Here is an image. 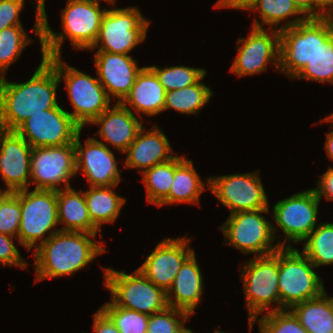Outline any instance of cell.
I'll return each instance as SVG.
<instances>
[{
  "mask_svg": "<svg viewBox=\"0 0 333 333\" xmlns=\"http://www.w3.org/2000/svg\"><path fill=\"white\" fill-rule=\"evenodd\" d=\"M58 223L65 226L60 231L97 234L101 231L89 218L83 190L72 187L57 190Z\"/></svg>",
  "mask_w": 333,
  "mask_h": 333,
  "instance_id": "484cf974",
  "label": "cell"
},
{
  "mask_svg": "<svg viewBox=\"0 0 333 333\" xmlns=\"http://www.w3.org/2000/svg\"><path fill=\"white\" fill-rule=\"evenodd\" d=\"M96 235L59 231L38 245L33 253L37 277L35 282L54 277H69L88 266L95 257L105 253L102 244L93 241Z\"/></svg>",
  "mask_w": 333,
  "mask_h": 333,
  "instance_id": "3957f363",
  "label": "cell"
},
{
  "mask_svg": "<svg viewBox=\"0 0 333 333\" xmlns=\"http://www.w3.org/2000/svg\"><path fill=\"white\" fill-rule=\"evenodd\" d=\"M263 213L271 212L269 209H258L230 214L219 226L225 236L224 243L241 253H252L254 257L273 254L280 246L273 244L276 238L272 232V223Z\"/></svg>",
  "mask_w": 333,
  "mask_h": 333,
  "instance_id": "8fae6325",
  "label": "cell"
},
{
  "mask_svg": "<svg viewBox=\"0 0 333 333\" xmlns=\"http://www.w3.org/2000/svg\"><path fill=\"white\" fill-rule=\"evenodd\" d=\"M20 222V200L12 192L0 206V233L17 239Z\"/></svg>",
  "mask_w": 333,
  "mask_h": 333,
  "instance_id": "f35d334b",
  "label": "cell"
},
{
  "mask_svg": "<svg viewBox=\"0 0 333 333\" xmlns=\"http://www.w3.org/2000/svg\"><path fill=\"white\" fill-rule=\"evenodd\" d=\"M93 317V331L95 333H120L112 320L100 308L93 314Z\"/></svg>",
  "mask_w": 333,
  "mask_h": 333,
  "instance_id": "7bdbcfd3",
  "label": "cell"
},
{
  "mask_svg": "<svg viewBox=\"0 0 333 333\" xmlns=\"http://www.w3.org/2000/svg\"><path fill=\"white\" fill-rule=\"evenodd\" d=\"M36 19L32 31L37 35L44 58L61 56V48L66 38L77 50L89 49L95 43L103 14L98 0H68L61 11L62 32L55 33L48 23L45 4L36 0Z\"/></svg>",
  "mask_w": 333,
  "mask_h": 333,
  "instance_id": "6da1fadb",
  "label": "cell"
},
{
  "mask_svg": "<svg viewBox=\"0 0 333 333\" xmlns=\"http://www.w3.org/2000/svg\"><path fill=\"white\" fill-rule=\"evenodd\" d=\"M150 23L137 7L107 9L101 19L98 37L89 50L98 48L96 51L129 55L145 41Z\"/></svg>",
  "mask_w": 333,
  "mask_h": 333,
  "instance_id": "30bf717a",
  "label": "cell"
},
{
  "mask_svg": "<svg viewBox=\"0 0 333 333\" xmlns=\"http://www.w3.org/2000/svg\"><path fill=\"white\" fill-rule=\"evenodd\" d=\"M31 151L16 131L0 129V176L12 192L30 187Z\"/></svg>",
  "mask_w": 333,
  "mask_h": 333,
  "instance_id": "d6986e66",
  "label": "cell"
},
{
  "mask_svg": "<svg viewBox=\"0 0 333 333\" xmlns=\"http://www.w3.org/2000/svg\"><path fill=\"white\" fill-rule=\"evenodd\" d=\"M175 175V157L146 170L142 182L148 203L158 206L168 195Z\"/></svg>",
  "mask_w": 333,
  "mask_h": 333,
  "instance_id": "1f68e13d",
  "label": "cell"
},
{
  "mask_svg": "<svg viewBox=\"0 0 333 333\" xmlns=\"http://www.w3.org/2000/svg\"><path fill=\"white\" fill-rule=\"evenodd\" d=\"M81 128L60 105L31 115L15 131L32 147L74 144Z\"/></svg>",
  "mask_w": 333,
  "mask_h": 333,
  "instance_id": "2e32d148",
  "label": "cell"
},
{
  "mask_svg": "<svg viewBox=\"0 0 333 333\" xmlns=\"http://www.w3.org/2000/svg\"><path fill=\"white\" fill-rule=\"evenodd\" d=\"M157 76L159 83L165 91L179 90L197 83L207 71L204 68L189 66H171L158 68L156 65L148 66Z\"/></svg>",
  "mask_w": 333,
  "mask_h": 333,
  "instance_id": "e575fe53",
  "label": "cell"
},
{
  "mask_svg": "<svg viewBox=\"0 0 333 333\" xmlns=\"http://www.w3.org/2000/svg\"><path fill=\"white\" fill-rule=\"evenodd\" d=\"M57 72L59 82H65L73 112H68L74 122L83 130L110 107L111 99L106 90L94 78L76 67L63 62L61 56L46 58Z\"/></svg>",
  "mask_w": 333,
  "mask_h": 333,
  "instance_id": "277c9868",
  "label": "cell"
},
{
  "mask_svg": "<svg viewBox=\"0 0 333 333\" xmlns=\"http://www.w3.org/2000/svg\"><path fill=\"white\" fill-rule=\"evenodd\" d=\"M142 127L136 138L123 153L127 154L124 167L138 169L143 174L154 165L170 161L175 157L169 139L162 128L154 125L150 131Z\"/></svg>",
  "mask_w": 333,
  "mask_h": 333,
  "instance_id": "44dd1931",
  "label": "cell"
},
{
  "mask_svg": "<svg viewBox=\"0 0 333 333\" xmlns=\"http://www.w3.org/2000/svg\"><path fill=\"white\" fill-rule=\"evenodd\" d=\"M28 190L27 188L13 193L20 200L21 207V222L17 240L26 250L30 251L59 232L60 228H55L59 225L57 190Z\"/></svg>",
  "mask_w": 333,
  "mask_h": 333,
  "instance_id": "52a82bcc",
  "label": "cell"
},
{
  "mask_svg": "<svg viewBox=\"0 0 333 333\" xmlns=\"http://www.w3.org/2000/svg\"><path fill=\"white\" fill-rule=\"evenodd\" d=\"M81 131L74 140L76 173L82 171L90 186H117L121 173L115 154L108 145L94 137L87 138L82 145Z\"/></svg>",
  "mask_w": 333,
  "mask_h": 333,
  "instance_id": "e0dca14e",
  "label": "cell"
},
{
  "mask_svg": "<svg viewBox=\"0 0 333 333\" xmlns=\"http://www.w3.org/2000/svg\"><path fill=\"white\" fill-rule=\"evenodd\" d=\"M30 185L34 189L59 190L71 187L70 179L77 176L74 144L37 147L31 151ZM64 183V184H63Z\"/></svg>",
  "mask_w": 333,
  "mask_h": 333,
  "instance_id": "9a60e30c",
  "label": "cell"
},
{
  "mask_svg": "<svg viewBox=\"0 0 333 333\" xmlns=\"http://www.w3.org/2000/svg\"><path fill=\"white\" fill-rule=\"evenodd\" d=\"M104 286L111 301L119 307L152 315L168 307L167 293L146 278L137 268L131 274L103 268Z\"/></svg>",
  "mask_w": 333,
  "mask_h": 333,
  "instance_id": "9c48e42d",
  "label": "cell"
},
{
  "mask_svg": "<svg viewBox=\"0 0 333 333\" xmlns=\"http://www.w3.org/2000/svg\"><path fill=\"white\" fill-rule=\"evenodd\" d=\"M180 333H195V332H193V330H191L190 328L184 327V328L180 331Z\"/></svg>",
  "mask_w": 333,
  "mask_h": 333,
  "instance_id": "816d5d0a",
  "label": "cell"
},
{
  "mask_svg": "<svg viewBox=\"0 0 333 333\" xmlns=\"http://www.w3.org/2000/svg\"><path fill=\"white\" fill-rule=\"evenodd\" d=\"M165 94L166 91L159 83L155 73L148 66H143L137 74L129 94L121 104L132 113L135 111L134 114H139L138 116L143 121L141 114L148 115L149 118L164 111Z\"/></svg>",
  "mask_w": 333,
  "mask_h": 333,
  "instance_id": "cb8c5ba5",
  "label": "cell"
},
{
  "mask_svg": "<svg viewBox=\"0 0 333 333\" xmlns=\"http://www.w3.org/2000/svg\"><path fill=\"white\" fill-rule=\"evenodd\" d=\"M333 34V18H308L280 31L279 72L291 80L314 58L317 48Z\"/></svg>",
  "mask_w": 333,
  "mask_h": 333,
  "instance_id": "5b68a950",
  "label": "cell"
},
{
  "mask_svg": "<svg viewBox=\"0 0 333 333\" xmlns=\"http://www.w3.org/2000/svg\"><path fill=\"white\" fill-rule=\"evenodd\" d=\"M308 333H333V297L326 291L290 309Z\"/></svg>",
  "mask_w": 333,
  "mask_h": 333,
  "instance_id": "83f0119b",
  "label": "cell"
},
{
  "mask_svg": "<svg viewBox=\"0 0 333 333\" xmlns=\"http://www.w3.org/2000/svg\"><path fill=\"white\" fill-rule=\"evenodd\" d=\"M121 103L106 109L91 124L100 126L96 135L124 153L143 127L142 121Z\"/></svg>",
  "mask_w": 333,
  "mask_h": 333,
  "instance_id": "7402d4cb",
  "label": "cell"
},
{
  "mask_svg": "<svg viewBox=\"0 0 333 333\" xmlns=\"http://www.w3.org/2000/svg\"><path fill=\"white\" fill-rule=\"evenodd\" d=\"M315 265L295 247L278 248V288L280 310L321 295L323 280L315 272Z\"/></svg>",
  "mask_w": 333,
  "mask_h": 333,
  "instance_id": "8992f818",
  "label": "cell"
},
{
  "mask_svg": "<svg viewBox=\"0 0 333 333\" xmlns=\"http://www.w3.org/2000/svg\"><path fill=\"white\" fill-rule=\"evenodd\" d=\"M294 79L333 84V34L318 46L314 58Z\"/></svg>",
  "mask_w": 333,
  "mask_h": 333,
  "instance_id": "836d02e7",
  "label": "cell"
},
{
  "mask_svg": "<svg viewBox=\"0 0 333 333\" xmlns=\"http://www.w3.org/2000/svg\"><path fill=\"white\" fill-rule=\"evenodd\" d=\"M100 309L112 320L120 333H147L150 315L116 306L111 300Z\"/></svg>",
  "mask_w": 333,
  "mask_h": 333,
  "instance_id": "d590c367",
  "label": "cell"
},
{
  "mask_svg": "<svg viewBox=\"0 0 333 333\" xmlns=\"http://www.w3.org/2000/svg\"><path fill=\"white\" fill-rule=\"evenodd\" d=\"M100 1V0H98ZM102 1V0H101ZM104 2H107L108 4H111V6H115L116 0H103ZM45 0H41V4H45Z\"/></svg>",
  "mask_w": 333,
  "mask_h": 333,
  "instance_id": "f907efd6",
  "label": "cell"
},
{
  "mask_svg": "<svg viewBox=\"0 0 333 333\" xmlns=\"http://www.w3.org/2000/svg\"><path fill=\"white\" fill-rule=\"evenodd\" d=\"M304 242L302 252L316 269L333 264V223H319Z\"/></svg>",
  "mask_w": 333,
  "mask_h": 333,
  "instance_id": "4dcf8cb0",
  "label": "cell"
},
{
  "mask_svg": "<svg viewBox=\"0 0 333 333\" xmlns=\"http://www.w3.org/2000/svg\"><path fill=\"white\" fill-rule=\"evenodd\" d=\"M11 193L12 191L8 188L6 190L0 188V206Z\"/></svg>",
  "mask_w": 333,
  "mask_h": 333,
  "instance_id": "c3c4849f",
  "label": "cell"
},
{
  "mask_svg": "<svg viewBox=\"0 0 333 333\" xmlns=\"http://www.w3.org/2000/svg\"><path fill=\"white\" fill-rule=\"evenodd\" d=\"M241 266V277L245 294V306L248 309L249 332L253 320L261 313L280 310L278 288V249L268 256H257L244 262ZM265 311V312H264Z\"/></svg>",
  "mask_w": 333,
  "mask_h": 333,
  "instance_id": "ba28073f",
  "label": "cell"
},
{
  "mask_svg": "<svg viewBox=\"0 0 333 333\" xmlns=\"http://www.w3.org/2000/svg\"><path fill=\"white\" fill-rule=\"evenodd\" d=\"M209 190L230 214L269 209V201L259 172L209 176Z\"/></svg>",
  "mask_w": 333,
  "mask_h": 333,
  "instance_id": "4fadbf2b",
  "label": "cell"
},
{
  "mask_svg": "<svg viewBox=\"0 0 333 333\" xmlns=\"http://www.w3.org/2000/svg\"><path fill=\"white\" fill-rule=\"evenodd\" d=\"M60 85L54 66L43 56L27 82L0 78V129L15 131L31 115L56 108Z\"/></svg>",
  "mask_w": 333,
  "mask_h": 333,
  "instance_id": "7a4b0ae2",
  "label": "cell"
},
{
  "mask_svg": "<svg viewBox=\"0 0 333 333\" xmlns=\"http://www.w3.org/2000/svg\"><path fill=\"white\" fill-rule=\"evenodd\" d=\"M292 1L307 18H314V0H292Z\"/></svg>",
  "mask_w": 333,
  "mask_h": 333,
  "instance_id": "bcb514c9",
  "label": "cell"
},
{
  "mask_svg": "<svg viewBox=\"0 0 333 333\" xmlns=\"http://www.w3.org/2000/svg\"><path fill=\"white\" fill-rule=\"evenodd\" d=\"M209 186V177L206 183L202 181L191 160L176 155L175 175L169 195L158 206L181 203L198 205L200 204V195L204 190H208Z\"/></svg>",
  "mask_w": 333,
  "mask_h": 333,
  "instance_id": "d4e9b609",
  "label": "cell"
},
{
  "mask_svg": "<svg viewBox=\"0 0 333 333\" xmlns=\"http://www.w3.org/2000/svg\"><path fill=\"white\" fill-rule=\"evenodd\" d=\"M255 1L256 0H218L214 7L249 11Z\"/></svg>",
  "mask_w": 333,
  "mask_h": 333,
  "instance_id": "ee69618b",
  "label": "cell"
},
{
  "mask_svg": "<svg viewBox=\"0 0 333 333\" xmlns=\"http://www.w3.org/2000/svg\"><path fill=\"white\" fill-rule=\"evenodd\" d=\"M323 122L324 123L329 122L330 124L333 125V112L330 115L326 116L325 118H322L319 120V123H323Z\"/></svg>",
  "mask_w": 333,
  "mask_h": 333,
  "instance_id": "681fc988",
  "label": "cell"
},
{
  "mask_svg": "<svg viewBox=\"0 0 333 333\" xmlns=\"http://www.w3.org/2000/svg\"><path fill=\"white\" fill-rule=\"evenodd\" d=\"M188 318L190 315L187 312L168 306L149 316L147 333H180Z\"/></svg>",
  "mask_w": 333,
  "mask_h": 333,
  "instance_id": "74e56055",
  "label": "cell"
},
{
  "mask_svg": "<svg viewBox=\"0 0 333 333\" xmlns=\"http://www.w3.org/2000/svg\"><path fill=\"white\" fill-rule=\"evenodd\" d=\"M94 64L99 82L109 98L114 97L117 103H121L129 94L137 74L143 68L131 55L104 51L94 52Z\"/></svg>",
  "mask_w": 333,
  "mask_h": 333,
  "instance_id": "ffe728a7",
  "label": "cell"
},
{
  "mask_svg": "<svg viewBox=\"0 0 333 333\" xmlns=\"http://www.w3.org/2000/svg\"><path fill=\"white\" fill-rule=\"evenodd\" d=\"M270 32H267L269 31ZM237 56L230 66V72L239 77L252 76L267 71L271 63L279 71L280 64V31L252 27L248 38L239 37Z\"/></svg>",
  "mask_w": 333,
  "mask_h": 333,
  "instance_id": "5bb4252c",
  "label": "cell"
},
{
  "mask_svg": "<svg viewBox=\"0 0 333 333\" xmlns=\"http://www.w3.org/2000/svg\"><path fill=\"white\" fill-rule=\"evenodd\" d=\"M116 188L117 186H90L83 191L89 218L101 232L103 224L116 221L126 202V198L113 190Z\"/></svg>",
  "mask_w": 333,
  "mask_h": 333,
  "instance_id": "4316f807",
  "label": "cell"
},
{
  "mask_svg": "<svg viewBox=\"0 0 333 333\" xmlns=\"http://www.w3.org/2000/svg\"><path fill=\"white\" fill-rule=\"evenodd\" d=\"M13 239V236L0 233V265L27 269L28 262L20 255V251L15 246Z\"/></svg>",
  "mask_w": 333,
  "mask_h": 333,
  "instance_id": "ab89813d",
  "label": "cell"
},
{
  "mask_svg": "<svg viewBox=\"0 0 333 333\" xmlns=\"http://www.w3.org/2000/svg\"><path fill=\"white\" fill-rule=\"evenodd\" d=\"M195 252L183 263L167 292L168 306L195 314L203 296V274Z\"/></svg>",
  "mask_w": 333,
  "mask_h": 333,
  "instance_id": "603a6c76",
  "label": "cell"
},
{
  "mask_svg": "<svg viewBox=\"0 0 333 333\" xmlns=\"http://www.w3.org/2000/svg\"><path fill=\"white\" fill-rule=\"evenodd\" d=\"M190 238H166L157 244L138 269L166 293L183 263L195 252Z\"/></svg>",
  "mask_w": 333,
  "mask_h": 333,
  "instance_id": "ac0fdd59",
  "label": "cell"
},
{
  "mask_svg": "<svg viewBox=\"0 0 333 333\" xmlns=\"http://www.w3.org/2000/svg\"><path fill=\"white\" fill-rule=\"evenodd\" d=\"M317 187L313 188L317 198L321 201L324 196L327 201H333V167L329 166L327 171L320 175Z\"/></svg>",
  "mask_w": 333,
  "mask_h": 333,
  "instance_id": "b9f144b4",
  "label": "cell"
},
{
  "mask_svg": "<svg viewBox=\"0 0 333 333\" xmlns=\"http://www.w3.org/2000/svg\"><path fill=\"white\" fill-rule=\"evenodd\" d=\"M333 0H314V18L332 17Z\"/></svg>",
  "mask_w": 333,
  "mask_h": 333,
  "instance_id": "f6af8a7d",
  "label": "cell"
},
{
  "mask_svg": "<svg viewBox=\"0 0 333 333\" xmlns=\"http://www.w3.org/2000/svg\"><path fill=\"white\" fill-rule=\"evenodd\" d=\"M33 39L23 25H15L0 31V78L6 76L10 65L18 60L22 51Z\"/></svg>",
  "mask_w": 333,
  "mask_h": 333,
  "instance_id": "d6a6232c",
  "label": "cell"
},
{
  "mask_svg": "<svg viewBox=\"0 0 333 333\" xmlns=\"http://www.w3.org/2000/svg\"><path fill=\"white\" fill-rule=\"evenodd\" d=\"M205 77L204 75L197 83L183 89L167 91L164 111L173 109L182 114L198 115L213 95L211 88L201 82Z\"/></svg>",
  "mask_w": 333,
  "mask_h": 333,
  "instance_id": "f546056e",
  "label": "cell"
},
{
  "mask_svg": "<svg viewBox=\"0 0 333 333\" xmlns=\"http://www.w3.org/2000/svg\"><path fill=\"white\" fill-rule=\"evenodd\" d=\"M213 333H224V332H222V331L219 330V329H215V331H214Z\"/></svg>",
  "mask_w": 333,
  "mask_h": 333,
  "instance_id": "f5cc1de1",
  "label": "cell"
},
{
  "mask_svg": "<svg viewBox=\"0 0 333 333\" xmlns=\"http://www.w3.org/2000/svg\"><path fill=\"white\" fill-rule=\"evenodd\" d=\"M319 204L320 200L313 188L297 192L274 204L272 209L273 221L276 223L272 224L274 238L280 229L285 236V240L278 243L280 247H292V243L303 242L309 236L317 227ZM286 241H290V244L286 245Z\"/></svg>",
  "mask_w": 333,
  "mask_h": 333,
  "instance_id": "7c38bea8",
  "label": "cell"
},
{
  "mask_svg": "<svg viewBox=\"0 0 333 333\" xmlns=\"http://www.w3.org/2000/svg\"><path fill=\"white\" fill-rule=\"evenodd\" d=\"M250 11L260 12L261 23L258 19L254 18L252 27L264 28L268 26L269 29H273L276 26V30L295 26L304 22L308 18L296 7L292 0H256ZM298 15H300L298 17ZM302 15V16H301ZM292 16H297L293 18ZM287 21V19H289ZM293 18V19H292ZM283 22L284 24H281ZM279 23L281 25H279Z\"/></svg>",
  "mask_w": 333,
  "mask_h": 333,
  "instance_id": "f1b7e54d",
  "label": "cell"
},
{
  "mask_svg": "<svg viewBox=\"0 0 333 333\" xmlns=\"http://www.w3.org/2000/svg\"><path fill=\"white\" fill-rule=\"evenodd\" d=\"M24 5V0H0V31L10 26L22 25L20 12Z\"/></svg>",
  "mask_w": 333,
  "mask_h": 333,
  "instance_id": "60d3db41",
  "label": "cell"
},
{
  "mask_svg": "<svg viewBox=\"0 0 333 333\" xmlns=\"http://www.w3.org/2000/svg\"><path fill=\"white\" fill-rule=\"evenodd\" d=\"M330 128H333L332 124ZM324 147L328 158L333 161V130L326 134V142Z\"/></svg>",
  "mask_w": 333,
  "mask_h": 333,
  "instance_id": "7dc6e473",
  "label": "cell"
},
{
  "mask_svg": "<svg viewBox=\"0 0 333 333\" xmlns=\"http://www.w3.org/2000/svg\"><path fill=\"white\" fill-rule=\"evenodd\" d=\"M259 333H308L290 309L269 311L263 317L255 318Z\"/></svg>",
  "mask_w": 333,
  "mask_h": 333,
  "instance_id": "8d00e7d4",
  "label": "cell"
}]
</instances>
